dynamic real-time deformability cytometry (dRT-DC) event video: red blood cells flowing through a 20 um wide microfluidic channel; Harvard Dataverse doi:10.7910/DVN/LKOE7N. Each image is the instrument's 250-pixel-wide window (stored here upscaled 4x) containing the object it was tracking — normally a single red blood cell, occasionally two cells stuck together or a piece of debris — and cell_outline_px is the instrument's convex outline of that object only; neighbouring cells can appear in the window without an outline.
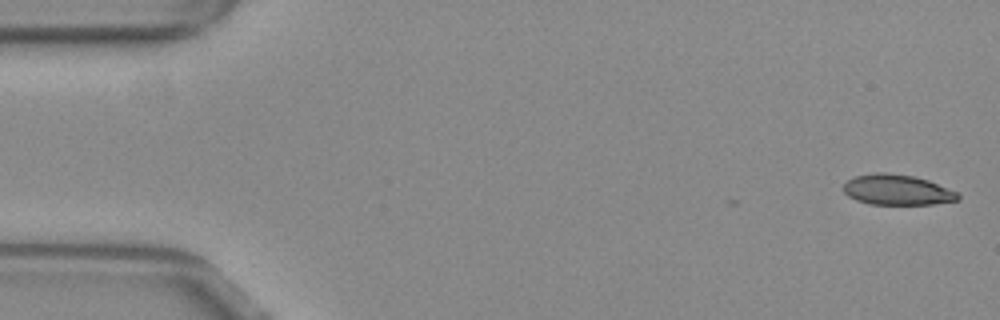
{"species": "common noctule bat (a hibernating species)", "species_latin": "Nyctalus noctula", "temperature_condition": "warm", "stored_images_in_passage": 8, "camera_frame_rate_fps": 3000, "um_per_image_px": 0.085, "animal": {"sex": "female", "body_mass_g": 29.2, "forearm_length_mm": 56.3}, "frame": {"image": 1, "passage_image": 1, "time_ms": 0.0, "image_size_px": [1000, 320], "cell_outline_px": [[960, 200], [932, 204], [868, 204], [856, 200], [848, 196], [844, 192], [844, 184], [848, 180], [856, 176], [876, 172], [884, 172], [912, 176], [928, 180], [956, 192], [960, 196]], "centroid_in_image_um": [76.24, 16.14], "position_along_channel_um": 8.8, "area_um2": 20.11}}